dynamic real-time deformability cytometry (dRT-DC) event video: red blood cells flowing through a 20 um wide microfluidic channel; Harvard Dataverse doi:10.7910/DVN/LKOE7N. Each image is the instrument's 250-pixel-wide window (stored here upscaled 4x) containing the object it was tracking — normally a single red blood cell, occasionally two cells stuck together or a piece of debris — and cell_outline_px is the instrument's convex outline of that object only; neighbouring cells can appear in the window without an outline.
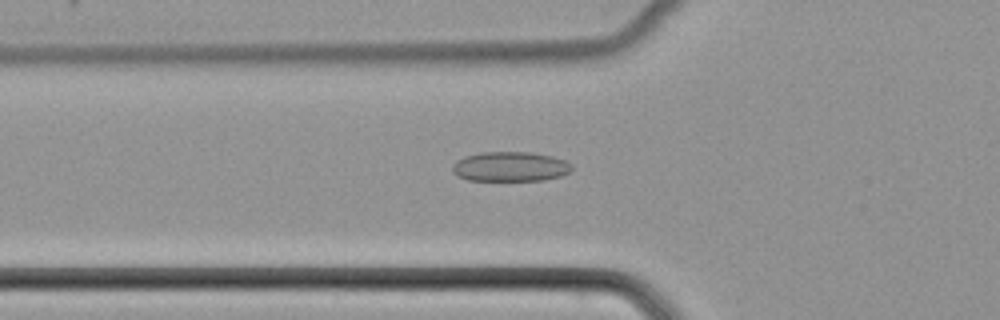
{"species": "common noctule bat (a hibernating species)", "species_latin": "Nyctalus noctula", "temperature_condition": "cold", "stored_images_in_passage": 52, "camera_frame_rate_fps": 3000, "um_per_image_px": 0.085, "animal": {"sex": "female", "body_mass_g": 22.7, "forearm_length_mm": 54.2}, "frame": {"image": 1, "passage_image": 19, "time_ms": 6.0, "image_size_px": [1000, 320], "cell_outline_px": [[572, 168], [568, 172], [560, 176], [544, 180], [468, 180], [456, 176], [452, 172], [452, 164], [456, 160], [464, 156], [480, 152], [532, 152], [552, 156], [564, 160], [572, 164]], "centroid_in_image_um": [43.33, 14.15], "position_along_channel_um": 82.5, "area_um2": 20.81}}
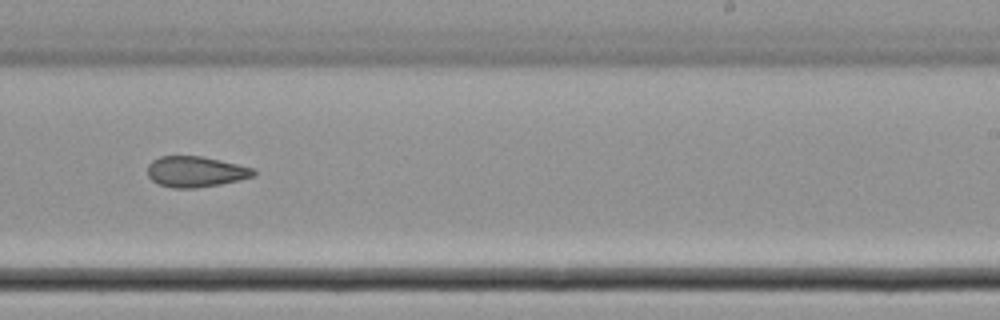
{"frame": {"image": 2, "passage_image": 33, "time_ms": 10.667, "image_size_px": [1000, 320], "cell_outline_px": [[256, 176], [240, 180], [220, 184], [196, 188], [172, 188], [160, 184], [152, 180], [148, 176], [148, 164], [152, 160], [160, 156], [200, 156], [220, 160], [252, 168], [256, 172]], "centroid_in_image_um": [16.62, 14.59], "position_along_channel_um": 272.4, "area_um2": 18.96}}
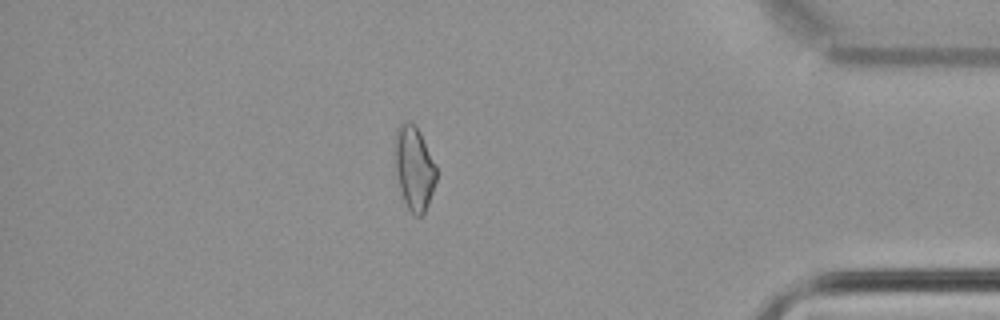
{"frame": {"image": 3, "passage_image": 45, "time_ms": 14.667, "image_size_px": [1000, 320], "cell_outline_px": [[436, 180], [428, 204], [424, 212], [420, 216], [416, 216], [408, 208], [404, 200], [400, 188], [396, 172], [392, 144], [396, 128], [404, 120], [408, 120], [416, 124], [436, 164]], "centroid_in_image_um": [35.17, 14.19], "position_along_channel_um": 400.0, "area_um2": 20.63}}